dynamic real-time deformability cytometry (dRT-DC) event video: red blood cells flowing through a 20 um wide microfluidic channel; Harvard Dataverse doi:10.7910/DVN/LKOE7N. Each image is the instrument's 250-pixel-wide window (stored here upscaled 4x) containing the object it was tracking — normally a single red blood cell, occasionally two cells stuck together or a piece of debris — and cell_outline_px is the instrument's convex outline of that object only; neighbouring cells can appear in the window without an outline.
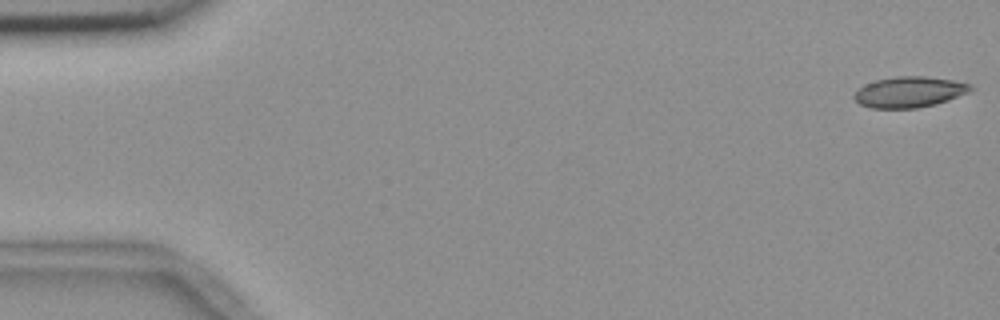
{"species": "common noctule bat (a hibernating species)", "species_latin": "Nyctalus noctula", "temperature_condition": "room temperature", "stored_images_in_passage": 55, "camera_frame_rate_fps": 3000, "um_per_image_px": 0.085, "animal": {"sex": "female", "body_mass_g": 18.4}, "frame": {"image": 1, "passage_image": 1, "time_ms": 0.0, "image_size_px": [1000, 320], "cell_outline_px": [[972, 88], [968, 92], [948, 100], [936, 104], [916, 108], [872, 108], [860, 104], [852, 96], [856, 88], [876, 80], [896, 76], [924, 76], [952, 80], [972, 84]], "centroid_in_image_um": [77.26, 7.82], "position_along_channel_um": 7.7, "area_um2": 20.87}}
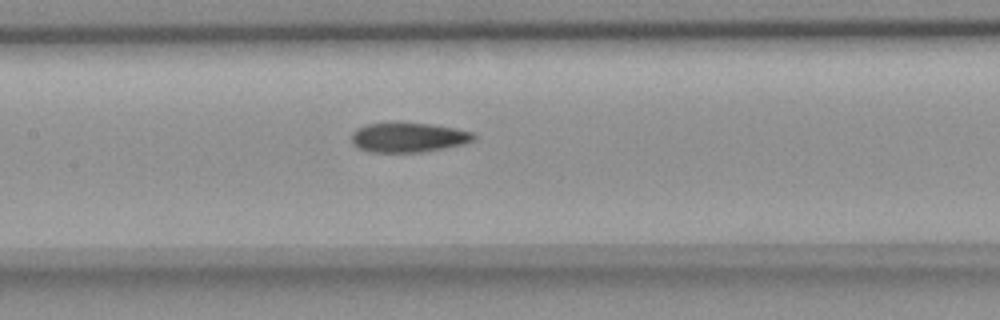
{"frame": {"image": 2, "passage_image": 26, "time_ms": 8.333, "image_size_px": [1000, 320], "cell_outline_px": [[476, 136], [472, 140], [464, 144], [444, 148], [420, 152], [368, 152], [352, 144], [352, 132], [356, 128], [368, 124], [432, 124], [456, 128], [472, 132]], "centroid_in_image_um": [34.71, 11.7], "position_along_channel_um": 172.7, "area_um2": 20.75}}
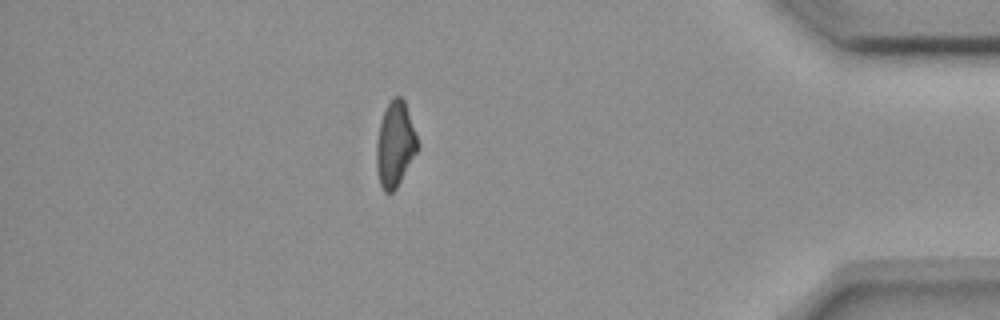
{"frame": {"image": 3, "passage_image": 48, "time_ms": 15.667, "image_size_px": [1000, 320], "cell_outline_px": [[420, 148], [396, 188], [392, 192], [384, 192], [380, 184], [376, 168], [376, 140], [380, 120], [392, 96], [400, 96], [404, 100], [420, 144]], "centroid_in_image_um": [33.59, 12.26], "position_along_channel_um": 401.6, "area_um2": 20.63}, "authors_computed_cell_mechanics": {"area_um2": 21.097, "velocity_mm_per_s": 3.6894, "shape_relaxation_time_tau1_ms": null, "shape_relaxation_time_tau2_ms": 4.3515, "deformation_change_tau1": null, "deformation_change_tau2": 0.1078}}